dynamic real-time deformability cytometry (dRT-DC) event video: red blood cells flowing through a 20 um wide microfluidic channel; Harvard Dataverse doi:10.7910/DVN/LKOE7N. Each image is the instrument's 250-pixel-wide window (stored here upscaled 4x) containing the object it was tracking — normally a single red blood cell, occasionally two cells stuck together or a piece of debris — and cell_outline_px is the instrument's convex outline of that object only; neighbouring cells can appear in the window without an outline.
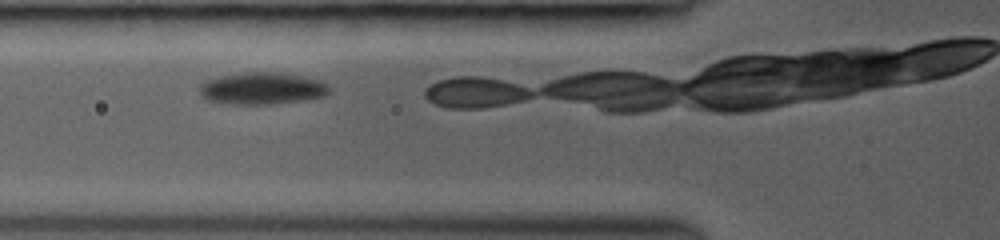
{"species": "common noctule bat (a hibernating species)", "species_latin": "Nyctalus noctula", "temperature_condition": "room temperature", "stored_images_in_passage": 4, "camera_frame_rate_fps": 3000, "um_per_image_px": 0.085, "animal": {"sex": "female", "body_mass_g": 19.0, "forearm_length_mm": 53.3}, "frame": {"image": 1, "passage_image": 2, "time_ms": 0.667, "image_size_px": [1000, 240], "cell_outline_px": [[332, 88], [324, 96], [304, 100], [272, 104], [224, 104], [208, 100], [200, 96], [200, 84], [208, 80], [220, 76], [248, 72], [280, 72], [320, 80], [328, 84]], "centroid_in_image_um": [22.28, 7.52], "position_along_channel_um": 103.5, "area_um2": 24.28}}